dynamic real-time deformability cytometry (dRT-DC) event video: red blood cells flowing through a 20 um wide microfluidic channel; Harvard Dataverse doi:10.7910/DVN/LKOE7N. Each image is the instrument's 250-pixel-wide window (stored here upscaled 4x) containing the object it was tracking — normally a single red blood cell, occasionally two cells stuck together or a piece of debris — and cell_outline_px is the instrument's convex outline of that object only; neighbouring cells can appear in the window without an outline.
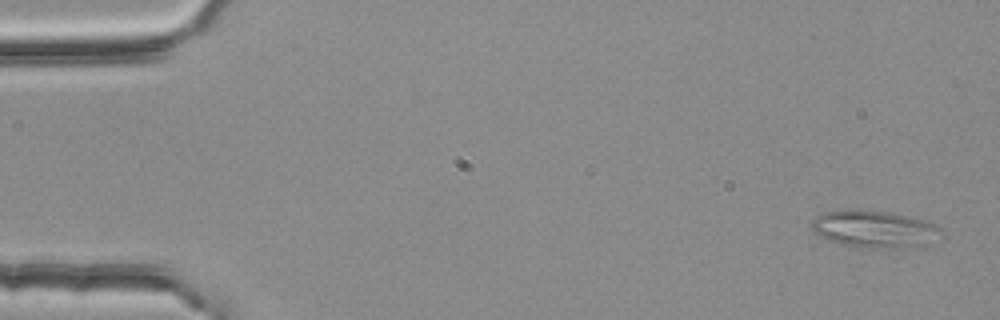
{"species": "common noctule bat (a hibernating species)", "species_latin": "Nyctalus noctula", "temperature_condition": "room temperature", "stored_images_in_passage": 4, "camera_frame_rate_fps": 3000, "um_per_image_px": 0.085, "animal": {"sex": "female", "body_mass_g": 25.1}, "frame": {"image": 1, "passage_image": 1, "time_ms": 0.0, "image_size_px": [1000, 320], "cell_outline_px": [[940, 232], [924, 244], [900, 248], [868, 248], [844, 244], [828, 240], [812, 232], [812, 220], [816, 216], [824, 212], [888, 212], [908, 216], [924, 220], [936, 224], [940, 228]], "centroid_in_image_um": [74.28, 19.5], "position_along_channel_um": 10.7, "area_um2": 26.82}}
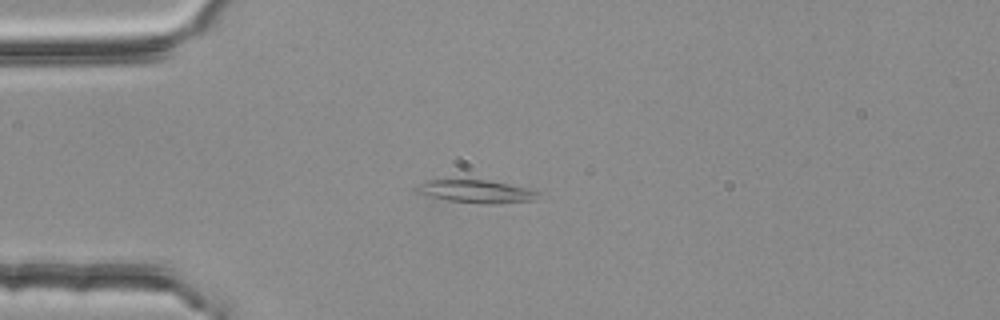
{"frame": {"image": 2, "passage_image": 4, "time_ms": 1.0, "image_size_px": [1000, 320], "cell_outline_px": [[544, 192], [536, 200], [488, 204], [448, 200], [416, 192], [412, 188], [428, 180], [484, 180], [508, 184], [528, 188]], "centroid_in_image_um": [40.55, 16.27], "position_along_channel_um": 44.5, "area_um2": 16.07}}